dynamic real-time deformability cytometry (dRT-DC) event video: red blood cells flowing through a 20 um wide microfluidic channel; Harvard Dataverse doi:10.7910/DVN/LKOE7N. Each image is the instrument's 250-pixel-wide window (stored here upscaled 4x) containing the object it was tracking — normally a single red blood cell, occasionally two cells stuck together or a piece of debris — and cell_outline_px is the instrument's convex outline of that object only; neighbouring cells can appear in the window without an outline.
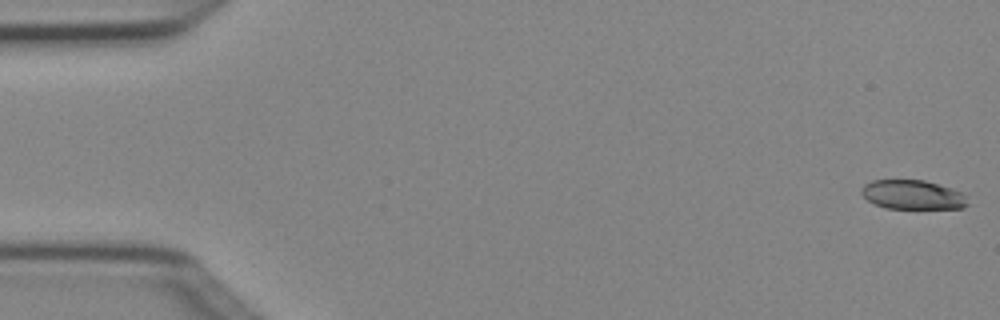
{"species": "Egyptian fruit bat (a non-hibernating species)", "species_latin": "Rousettus aegyptiacus", "temperature_condition": "cold", "stored_images_in_passage": 5, "camera_frame_rate_fps": 3000, "um_per_image_px": 0.085, "animal": {"sex": "female"}, "frame": {"image": 1, "passage_image": 1, "time_ms": 0.0, "image_size_px": [1000, 320], "cell_outline_px": [[968, 204], [964, 208], [884, 208], [868, 200], [860, 192], [860, 188], [864, 184], [872, 180], [924, 180], [952, 188], [960, 192], [964, 196]], "centroid_in_image_um": [77.54, 16.54], "position_along_channel_um": 7.5, "area_um2": 17.98}}